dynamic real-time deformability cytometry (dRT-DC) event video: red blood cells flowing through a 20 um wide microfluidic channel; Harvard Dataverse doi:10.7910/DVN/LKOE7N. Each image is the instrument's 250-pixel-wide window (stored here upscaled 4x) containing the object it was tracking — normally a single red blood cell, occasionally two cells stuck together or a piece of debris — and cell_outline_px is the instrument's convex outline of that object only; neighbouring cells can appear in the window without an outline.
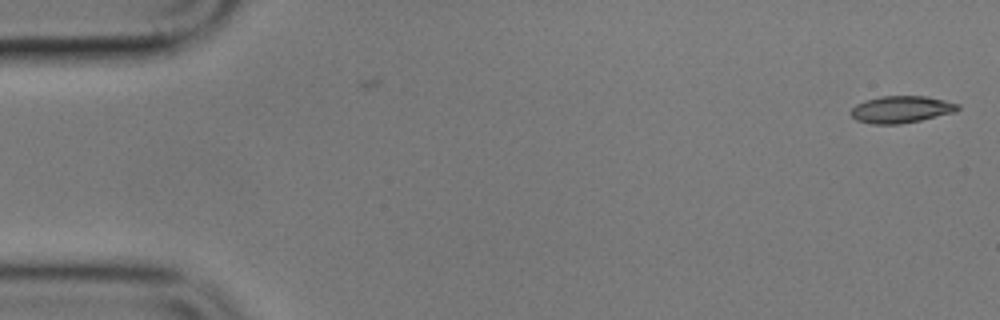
{"species": "common noctule bat (a hibernating species)", "species_latin": "Nyctalus noctula", "temperature_condition": "cold", "stored_images_in_passage": 2, "camera_frame_rate_fps": 3000, "um_per_image_px": 0.085, "animal": {"sex": "male", "body_mass_g": 17.9}, "frame": {"image": 1, "passage_image": 2, "time_ms": 1.333, "image_size_px": [1000, 320], "cell_outline_px": [[960, 108], [956, 112], [920, 120], [900, 124], [872, 124], [856, 120], [848, 112], [856, 104], [864, 100], [880, 96], [928, 96], [960, 104]], "centroid_in_image_um": [76.59, 9.29], "position_along_channel_um": 8.4, "area_um2": 16.99}}